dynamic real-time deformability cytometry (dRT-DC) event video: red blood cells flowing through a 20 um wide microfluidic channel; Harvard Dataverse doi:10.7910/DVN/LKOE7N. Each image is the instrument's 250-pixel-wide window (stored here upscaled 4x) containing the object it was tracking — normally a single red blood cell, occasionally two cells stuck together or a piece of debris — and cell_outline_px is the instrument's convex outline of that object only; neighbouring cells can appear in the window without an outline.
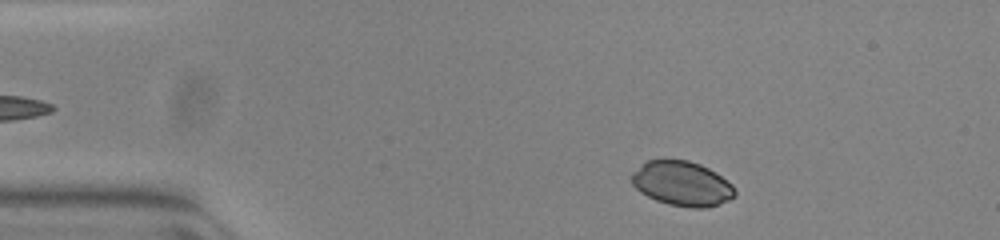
{"species": "common noctule bat (a hibernating species)", "species_latin": "Nyctalus noctula", "temperature_condition": "warm", "stored_images_in_passage": 47, "camera_frame_rate_fps": 3000, "um_per_image_px": 0.085, "animal": {"sex": "female", "body_mass_g": 23.0, "forearm_length_mm": 53.4}, "frame": {"image": 1, "passage_image": 3, "time_ms": 0.667, "image_size_px": [1000, 240], "cell_outline_px": [[736, 196], [728, 200], [704, 208], [692, 208], [668, 204], [656, 200], [640, 192], [632, 184], [632, 172], [648, 160], [688, 160], [700, 164], [716, 172], [732, 184], [736, 192]], "centroid_in_image_um": [57.98, 15.61], "position_along_channel_um": 27.0, "area_um2": 26.7}}
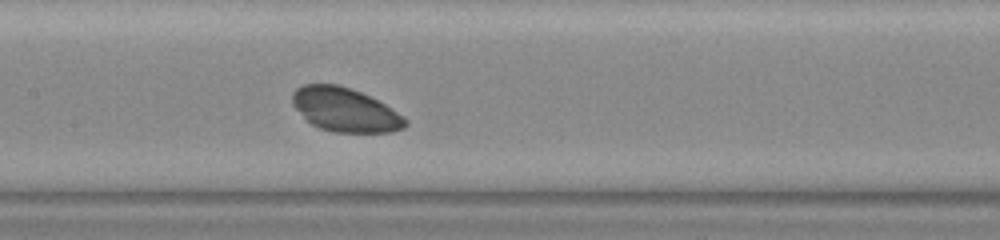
{"frame": {"image": 2, "passage_image": 20, "time_ms": 6.333, "image_size_px": [1000, 240], "cell_outline_px": [[408, 124], [404, 128], [392, 132], [336, 132], [320, 128], [312, 124], [292, 104], [292, 92], [296, 88], [304, 84], [336, 84], [360, 92], [392, 108], [404, 116], [408, 120]], "centroid_in_image_um": [29.35, 9.33], "position_along_channel_um": 178.1, "area_um2": 28.61}}
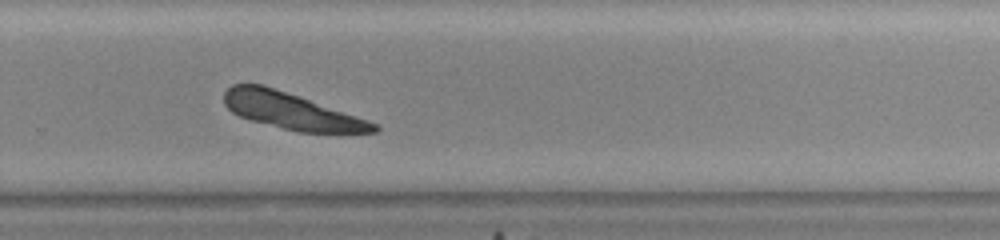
{"frame": {"image": 3, "passage_image": 30, "time_ms": 9.667, "image_size_px": [1000, 240], "cell_outline_px": [[380, 128], [376, 132], [300, 132], [248, 120], [232, 112], [224, 104], [224, 92], [232, 84], [264, 84], [368, 120], [376, 124]], "centroid_in_image_um": [24.71, 9.42], "position_along_channel_um": 305.1, "area_um2": 31.39}}